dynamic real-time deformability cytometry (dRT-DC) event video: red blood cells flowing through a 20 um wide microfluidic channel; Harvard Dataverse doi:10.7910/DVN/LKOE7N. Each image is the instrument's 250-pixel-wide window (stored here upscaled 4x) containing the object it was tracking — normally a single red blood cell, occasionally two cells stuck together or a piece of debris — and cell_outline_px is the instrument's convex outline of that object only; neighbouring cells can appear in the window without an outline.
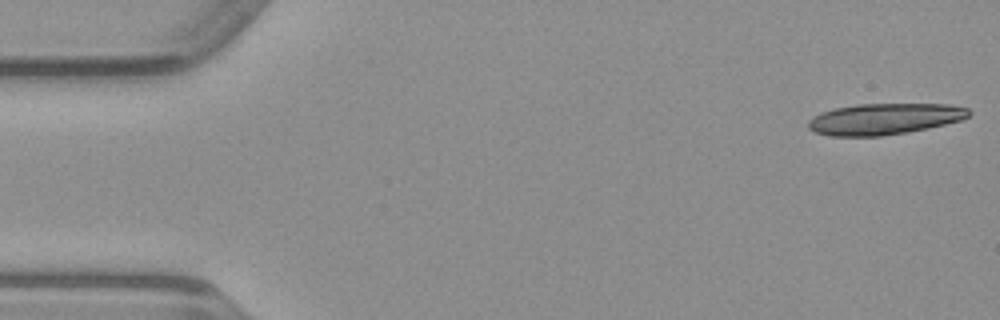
{"species": "common noctule bat (a hibernating species)", "species_latin": "Nyctalus noctula", "temperature_condition": "warm", "stored_images_in_passage": 17, "camera_frame_rate_fps": 3000, "um_per_image_px": 0.085, "animal": {"sex": "male", "body_mass_g": 23.1, "forearm_length_mm": 52.7}, "frame": {"image": 1, "passage_image": 1, "time_ms": 0.0, "image_size_px": [1000, 320], "cell_outline_px": [[972, 112], [968, 116], [960, 120], [928, 128], [908, 132], [880, 136], [832, 136], [816, 132], [808, 128], [808, 120], [812, 116], [820, 112], [832, 108], [856, 104], [952, 104], [968, 108]], "centroid_in_image_um": [75.15, 10.1], "position_along_channel_um": 9.9, "area_um2": 29.36}}